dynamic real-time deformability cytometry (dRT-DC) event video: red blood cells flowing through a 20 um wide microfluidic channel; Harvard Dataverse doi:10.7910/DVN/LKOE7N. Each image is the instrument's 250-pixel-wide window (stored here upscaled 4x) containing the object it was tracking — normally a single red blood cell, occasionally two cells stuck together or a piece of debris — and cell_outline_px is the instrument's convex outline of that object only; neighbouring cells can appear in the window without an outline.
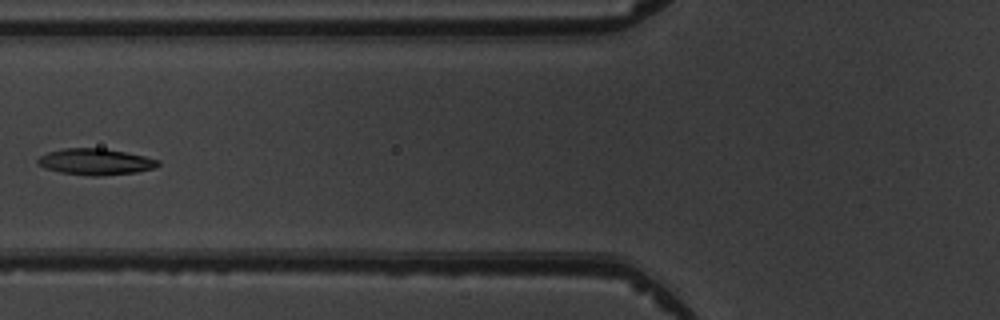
{"species": "common noctule bat (a hibernating species)", "species_latin": "Nyctalus noctula", "temperature_condition": "warm", "stored_images_in_passage": 6, "camera_frame_rate_fps": 3000, "um_per_image_px": 0.085, "animal": {"sex": "male", "body_mass_g": 19.5, "forearm_length_mm": 54.6}, "frame": {"image": 1, "passage_image": 6, "time_ms": 5.667, "image_size_px": [1000, 320], "cell_outline_px": [[160, 164], [156, 168], [136, 172], [100, 176], [92, 176], [60, 172], [44, 168], [36, 164], [36, 160], [40, 156], [48, 152], [64, 148], [104, 148], [144, 156], [160, 160]], "centroid_in_image_um": [8.11, 13.75], "position_along_channel_um": 117.7, "area_um2": 18.5}}